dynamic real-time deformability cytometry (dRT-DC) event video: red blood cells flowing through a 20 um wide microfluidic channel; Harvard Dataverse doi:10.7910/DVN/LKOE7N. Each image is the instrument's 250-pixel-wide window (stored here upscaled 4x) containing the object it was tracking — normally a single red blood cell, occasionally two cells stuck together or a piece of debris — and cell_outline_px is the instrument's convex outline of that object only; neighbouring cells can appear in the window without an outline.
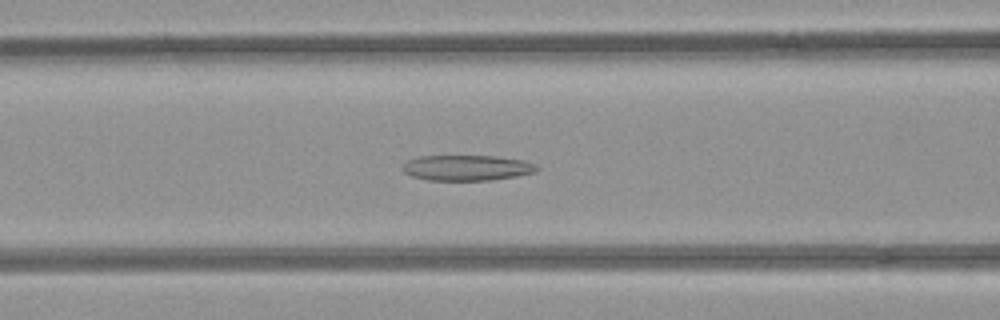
{"species": "common noctule bat (a hibernating species)", "species_latin": "Nyctalus noctula", "temperature_condition": "room temperature", "stored_images_in_passage": 51, "camera_frame_rate_fps": 3000, "um_per_image_px": 0.085, "animal": {"sex": "female", "body_mass_g": 21.9}, "frame": {"image": 1, "passage_image": 20, "time_ms": 6.333, "image_size_px": [1000, 320], "cell_outline_px": [[540, 168], [536, 172], [516, 176], [492, 180], [428, 180], [412, 176], [404, 172], [400, 168], [408, 160], [420, 156], [496, 156], [524, 160], [536, 164]], "centroid_in_image_um": [39.71, 14.26], "position_along_channel_um": 126.9, "area_um2": 20.06}}
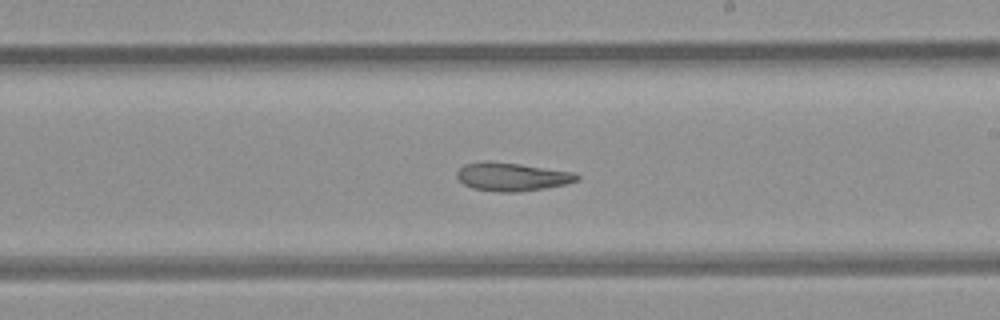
{"frame": {"image": 2, "passage_image": 29, "time_ms": 9.333, "image_size_px": [1000, 320], "cell_outline_px": [[580, 180], [564, 184], [544, 188], [520, 192], [496, 192], [472, 188], [464, 184], [456, 176], [456, 172], [464, 164], [484, 160], [520, 164], [572, 172], [580, 176]], "centroid_in_image_um": [43.48, 15.02], "position_along_channel_um": 245.5, "area_um2": 19.83}}
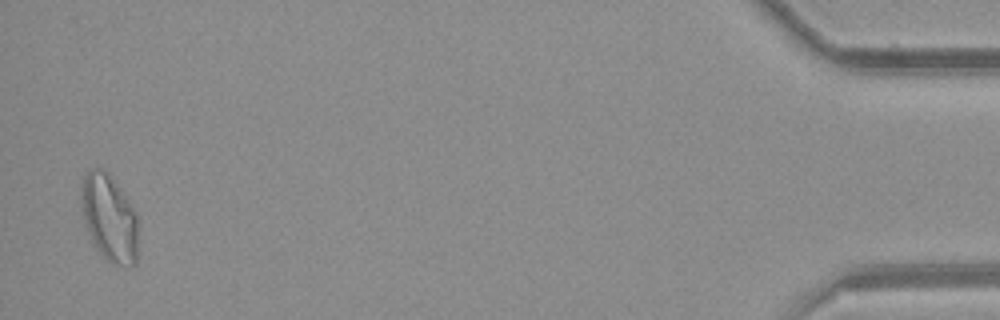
{"frame": {"image": 3, "passage_image": 50, "time_ms": 16.333, "image_size_px": [1000, 320], "cell_outline_px": [[140, 228], [136, 264], [132, 268], [128, 268], [116, 264], [108, 260], [96, 248], [88, 232], [80, 200], [84, 176], [92, 168], [104, 168], [112, 176], [136, 208], [140, 220]], "centroid_in_image_um": [9.39, 18.53], "position_along_channel_um": 425.8, "area_um2": 29.77}, "authors_computed_cell_mechanics": {"area_um2": 22.7154, "velocity_mm_per_s": 3.9451, "shape_relaxation_time_tau1_ms": null, "shape_relaxation_time_tau2_ms": 5.6139, "deformation_change_tau1": null, "deformation_change_tau2": 0.1425}}